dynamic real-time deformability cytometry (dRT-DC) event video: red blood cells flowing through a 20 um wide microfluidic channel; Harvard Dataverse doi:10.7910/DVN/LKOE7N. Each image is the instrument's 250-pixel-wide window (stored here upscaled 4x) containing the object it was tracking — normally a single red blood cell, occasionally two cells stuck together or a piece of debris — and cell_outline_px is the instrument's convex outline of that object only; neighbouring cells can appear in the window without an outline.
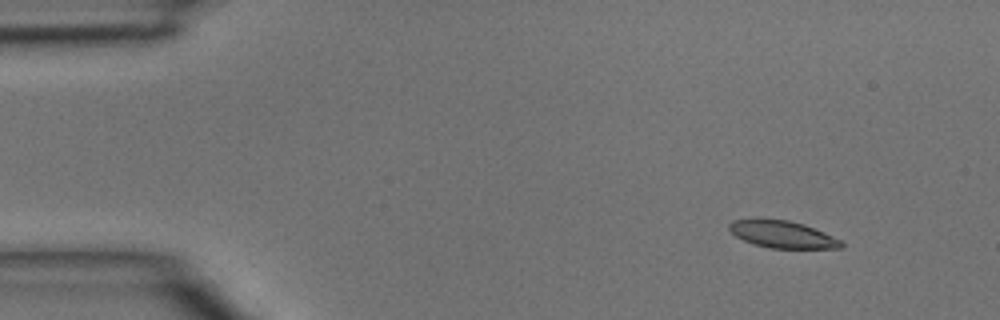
{"species": "common noctule bat (a hibernating species)", "species_latin": "Nyctalus noctula", "temperature_condition": "room temperature", "stored_images_in_passage": 3, "camera_frame_rate_fps": 3000, "um_per_image_px": 0.085, "animal": {"sex": "male", "body_mass_g": 15.6}, "frame": {"image": 1, "passage_image": 1, "time_ms": 0.0, "image_size_px": [1000, 320], "cell_outline_px": [[844, 248], [768, 248], [752, 244], [736, 236], [728, 228], [728, 224], [732, 220], [756, 216], [760, 216], [788, 220], [804, 224], [832, 236], [840, 240], [844, 244]], "centroid_in_image_um": [66.42, 19.88], "position_along_channel_um": 18.6, "area_um2": 18.26}}
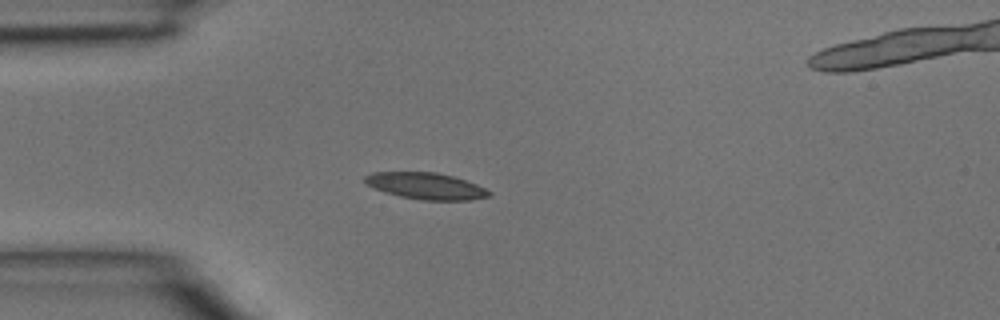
{"frame": {"image": 2, "passage_image": 3, "time_ms": 0.667, "image_size_px": [1000, 320], "cell_outline_px": [[492, 196], [472, 200], [420, 200], [400, 196], [376, 188], [368, 184], [364, 180], [364, 176], [372, 172], [436, 172], [452, 176], [476, 184], [492, 192]], "centroid_in_image_um": [36.25, 15.81], "position_along_channel_um": 48.8, "area_um2": 19.02}}